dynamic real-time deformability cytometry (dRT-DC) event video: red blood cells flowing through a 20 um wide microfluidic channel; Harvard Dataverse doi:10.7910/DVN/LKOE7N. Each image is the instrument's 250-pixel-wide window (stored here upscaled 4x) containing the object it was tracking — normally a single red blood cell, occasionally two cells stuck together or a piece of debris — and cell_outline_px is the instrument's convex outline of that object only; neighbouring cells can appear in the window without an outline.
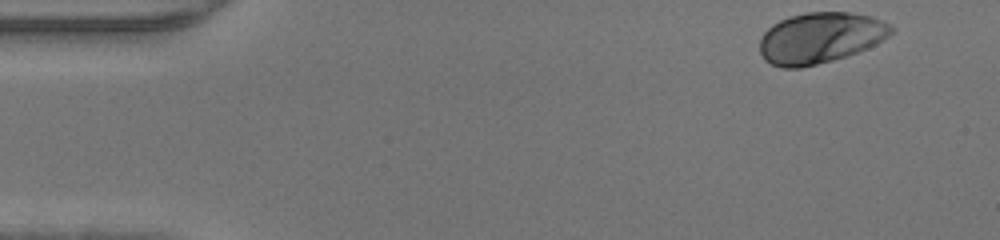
{"species": "human", "species_latin": "Homo sapiens", "temperature_condition": "warm", "stored_images_in_passage": 44, "camera_frame_rate_fps": 3000, "um_per_image_px": 0.085, "donor": {"sex": "male"}, "frame": {"image": 1, "passage_image": 1, "time_ms": 0.0, "image_size_px": [1000, 240], "cell_outline_px": [[896, 28], [888, 36], [876, 44], [868, 48], [832, 60], [800, 68], [784, 68], [772, 64], [764, 60], [760, 52], [760, 40], [764, 32], [772, 24], [788, 16], [808, 12], [848, 12], [872, 16]], "centroid_in_image_um": [69.71, 3.21], "position_along_channel_um": 15.3, "area_um2": 38.9}}
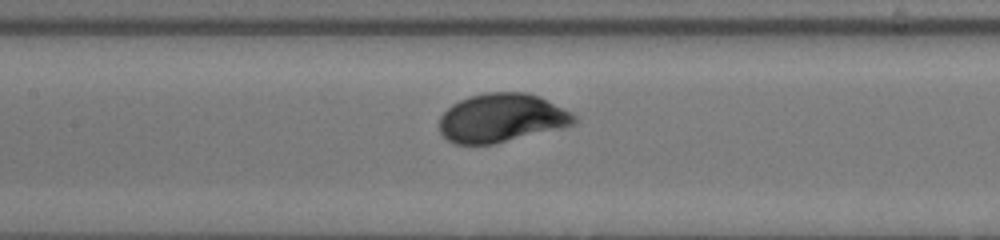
{"frame": {"image": 2, "passage_image": 19, "time_ms": 6.0, "image_size_px": [1000, 240], "cell_outline_px": [[580, 120], [576, 124], [564, 128], [492, 144], [452, 144], [440, 132], [440, 116], [452, 104], [468, 96], [484, 92], [524, 92], [540, 96], [572, 112]], "centroid_in_image_um": [42.68, 10.02], "position_along_channel_um": 164.7, "area_um2": 38.61}}
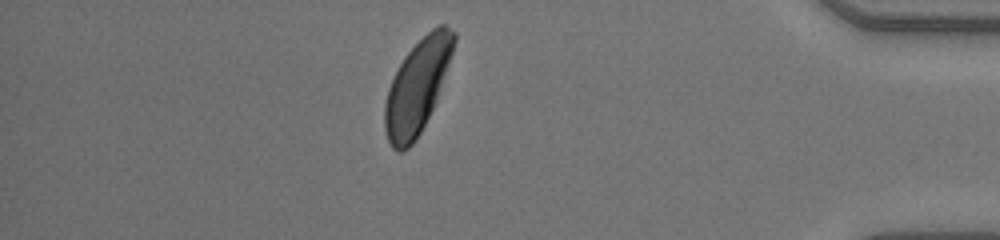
{"frame": {"image": 3, "passage_image": 38, "time_ms": 12.333, "image_size_px": [1000, 240], "cell_outline_px": [[456, 40], [436, 100], [416, 140], [408, 148], [400, 152], [396, 152], [392, 148], [388, 140], [384, 128], [384, 104], [388, 88], [404, 56], [432, 28], [440, 24], [444, 24], [456, 32]], "centroid_in_image_um": [35.44, 7.37], "position_along_channel_um": 399.8, "area_um2": 36.99}}